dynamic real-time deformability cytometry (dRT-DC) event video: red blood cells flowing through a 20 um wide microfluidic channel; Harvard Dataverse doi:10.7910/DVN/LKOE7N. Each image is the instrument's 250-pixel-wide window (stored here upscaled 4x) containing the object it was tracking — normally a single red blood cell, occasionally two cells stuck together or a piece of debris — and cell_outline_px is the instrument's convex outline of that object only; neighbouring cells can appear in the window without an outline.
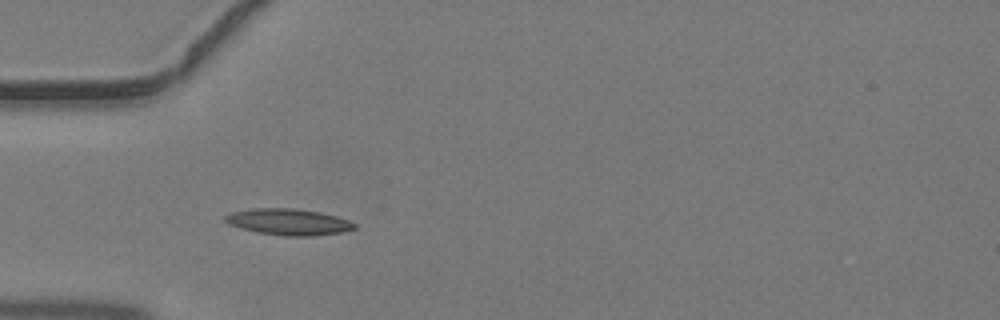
{"species": "common noctule bat (a hibernating species)", "species_latin": "Nyctalus noctula", "temperature_condition": "warm", "stored_images_in_passage": 33, "camera_frame_rate_fps": 3000, "um_per_image_px": 0.085, "animal": {"sex": "male", "body_mass_g": 19.2, "forearm_length_mm": 51.8}, "frame": {"image": 1, "passage_image": 3, "time_ms": 0.667, "image_size_px": [1000, 320], "cell_outline_px": [[356, 228], [340, 232], [312, 236], [284, 236], [256, 232], [240, 228], [228, 224], [224, 220], [224, 216], [232, 212], [252, 208], [296, 208], [320, 212], [336, 216], [348, 220], [356, 224]], "centroid_in_image_um": [24.49, 18.86], "position_along_channel_um": 60.5, "area_um2": 19.88}}
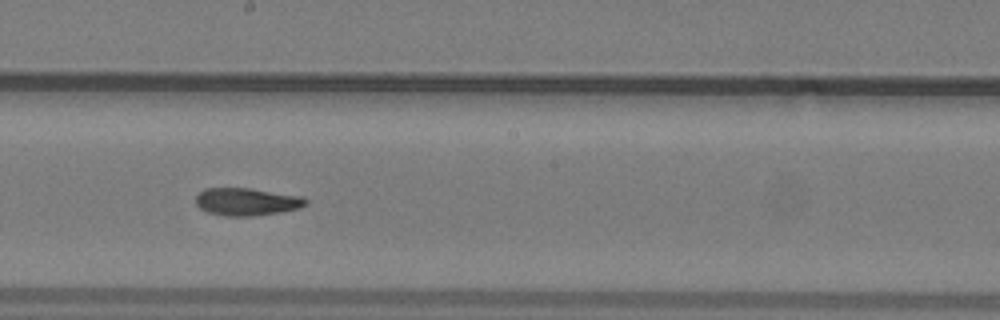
{"frame": {"image": 2, "passage_image": 14, "time_ms": 4.333, "image_size_px": [1000, 320], "cell_outline_px": [[308, 204], [300, 208], [280, 212], [252, 216], [224, 216], [208, 212], [200, 208], [196, 204], [196, 196], [204, 188], [252, 188], [304, 196], [308, 200]], "centroid_in_image_um": [21.01, 17.14], "position_along_channel_um": 227.2, "area_um2": 17.92}}
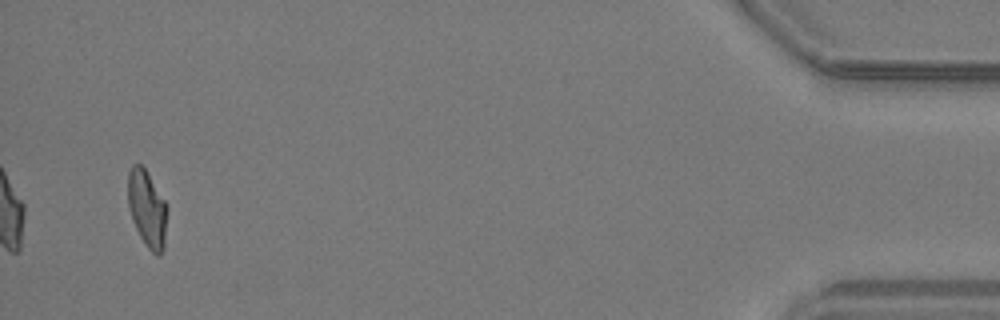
{"frame": {"image": 3, "passage_image": 32, "time_ms": 10.333, "image_size_px": [1000, 320], "cell_outline_px": [[168, 208], [164, 248], [160, 256], [156, 256], [148, 248], [140, 236], [132, 220], [128, 204], [128, 172], [132, 164], [140, 164], [144, 168], [164, 200]], "centroid_in_image_um": [12.51, 17.77], "position_along_channel_um": 422.7, "area_um2": 17.51}}